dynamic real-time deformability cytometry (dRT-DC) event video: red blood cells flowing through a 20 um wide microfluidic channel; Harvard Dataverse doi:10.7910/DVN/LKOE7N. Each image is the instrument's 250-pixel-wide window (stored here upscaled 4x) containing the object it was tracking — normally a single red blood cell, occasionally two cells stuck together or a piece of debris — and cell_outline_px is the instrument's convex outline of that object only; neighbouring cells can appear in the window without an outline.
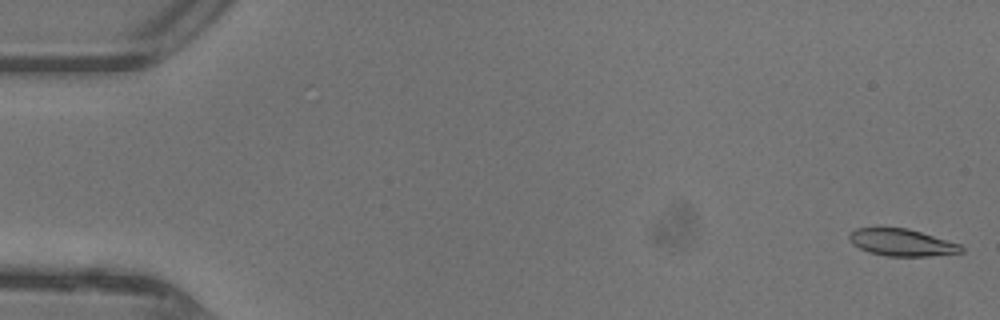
{"species": "common noctule bat (a hibernating species)", "species_latin": "Nyctalus noctula", "temperature_condition": "warm", "stored_images_in_passage": 17, "camera_frame_rate_fps": 3000, "um_per_image_px": 0.085, "animal": {"sex": "female"}, "frame": {"image": 1, "passage_image": 1, "time_ms": 0.0, "image_size_px": [1000, 320], "cell_outline_px": [[964, 252], [928, 256], [888, 256], [868, 252], [852, 244], [848, 240], [848, 236], [856, 228], [876, 224], [908, 228], [960, 244], [964, 248]], "centroid_in_image_um": [76.57, 20.56], "position_along_channel_um": 8.4, "area_um2": 18.32}}
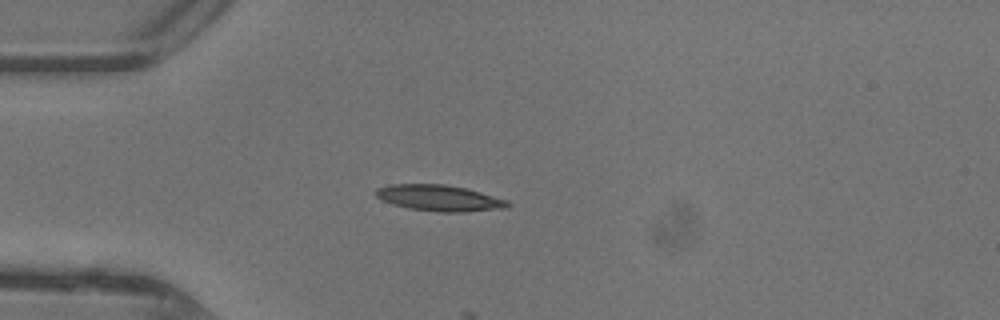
{"frame": {"image": 2, "passage_image": 13, "time_ms": 4.0, "image_size_px": [1000, 320], "cell_outline_px": [[512, 204], [504, 208], [464, 212], [440, 212], [408, 208], [392, 204], [376, 196], [372, 192], [376, 188], [388, 184], [444, 184], [464, 188], [480, 192], [508, 200]], "centroid_in_image_um": [37.31, 16.83], "position_along_channel_um": 47.7, "area_um2": 20.06}}